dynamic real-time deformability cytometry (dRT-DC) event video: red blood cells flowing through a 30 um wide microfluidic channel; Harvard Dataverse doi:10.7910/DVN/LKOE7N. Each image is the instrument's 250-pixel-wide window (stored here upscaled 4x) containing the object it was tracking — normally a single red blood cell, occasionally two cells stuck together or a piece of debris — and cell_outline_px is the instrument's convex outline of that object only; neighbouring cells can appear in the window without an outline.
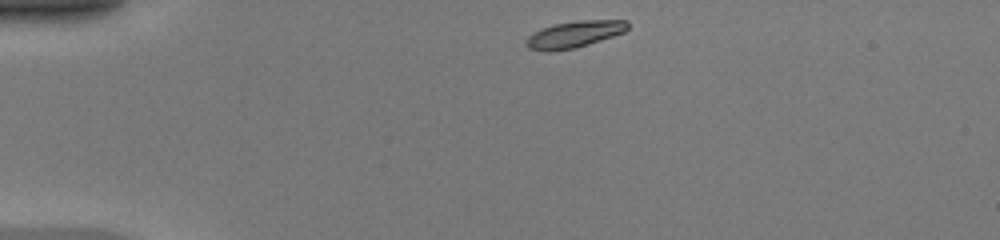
{"species": "common noctule bat (a hibernating species)", "species_latin": "Nyctalus noctula", "temperature_condition": "warm", "stored_images_in_passage": 40, "camera_frame_rate_fps": 3000, "um_per_image_px": 0.085, "animal": {"sex": "female", "body_mass_g": 20.0, "forearm_length_mm": 54.0}, "frame": {"image": 1, "passage_image": 1, "time_ms": 0.0, "image_size_px": [1000, 240], "cell_outline_px": [[628, 28], [624, 32], [576, 48], [552, 52], [544, 52], [528, 48], [524, 44], [524, 40], [532, 32], [540, 28], [552, 24], [580, 20], [628, 20]], "centroid_in_image_um": [48.73, 2.92], "position_along_channel_um": 36.3, "area_um2": 16.07}}
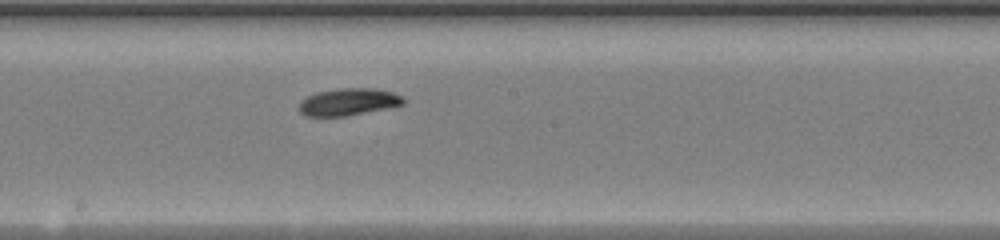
{"frame": {"image": 2, "passage_image": 18, "time_ms": 5.667, "image_size_px": [1000, 240], "cell_outline_px": [[404, 104], [344, 116], [304, 116], [300, 112], [300, 100], [316, 92], [336, 88], [376, 88], [392, 92], [400, 96], [404, 100]], "centroid_in_image_um": [29.57, 8.64], "position_along_channel_um": 218.6, "area_um2": 16.3}}
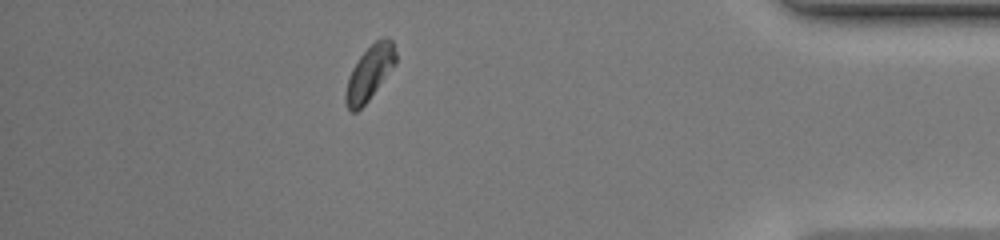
{"frame": {"image": 3, "passage_image": 34, "time_ms": 11.0, "image_size_px": [1000, 240], "cell_outline_px": [[396, 64], [368, 100], [356, 112], [348, 112], [344, 100], [344, 92], [348, 76], [352, 68], [360, 56], [376, 40], [384, 36], [388, 36], [392, 40], [396, 52]], "centroid_in_image_um": [31.39, 6.2], "position_along_channel_um": 403.8, "area_um2": 16.01}, "authors_computed_cell_mechanics": {"area_um2": 16.0684, "velocity_mm_per_s": 4.1784, "shape_relaxation_time_tau1_ms": 2.4184, "shape_relaxation_time_tau2_ms": null, "deformation_change_tau1": 0.1111, "deformation_change_tau2": null}}